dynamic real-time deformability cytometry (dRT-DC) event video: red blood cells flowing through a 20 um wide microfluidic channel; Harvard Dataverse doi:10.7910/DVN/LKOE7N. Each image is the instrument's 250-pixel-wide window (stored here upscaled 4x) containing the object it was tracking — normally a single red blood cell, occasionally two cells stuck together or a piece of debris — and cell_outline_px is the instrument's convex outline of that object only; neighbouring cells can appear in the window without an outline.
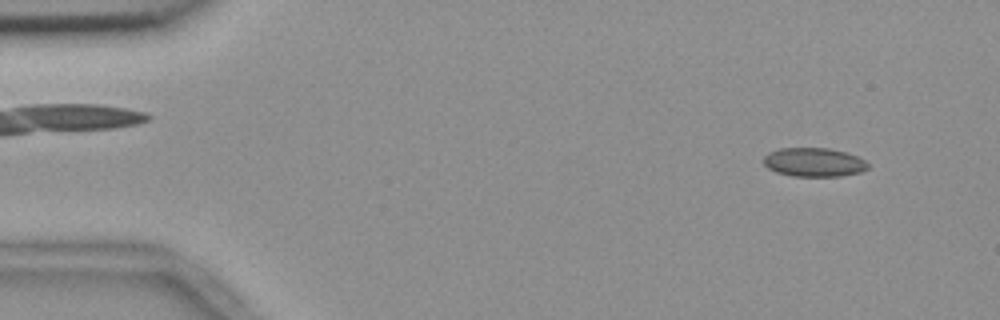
{"species": "common noctule bat (a hibernating species)", "species_latin": "Nyctalus noctula", "temperature_condition": "room temperature", "stored_images_in_passage": 11, "camera_frame_rate_fps": 3000, "um_per_image_px": 0.085, "animal": {"sex": "female", "body_mass_g": 18.4}, "frame": {"image": 1, "passage_image": 1, "time_ms": 0.0, "image_size_px": [1000, 320], "cell_outline_px": [[868, 168], [860, 172], [840, 176], [792, 176], [776, 172], [768, 168], [764, 164], [764, 156], [768, 152], [780, 148], [828, 148], [848, 152], [864, 160], [868, 164]], "centroid_in_image_um": [69.17, 13.78], "position_along_channel_um": 15.8, "area_um2": 17.57}}